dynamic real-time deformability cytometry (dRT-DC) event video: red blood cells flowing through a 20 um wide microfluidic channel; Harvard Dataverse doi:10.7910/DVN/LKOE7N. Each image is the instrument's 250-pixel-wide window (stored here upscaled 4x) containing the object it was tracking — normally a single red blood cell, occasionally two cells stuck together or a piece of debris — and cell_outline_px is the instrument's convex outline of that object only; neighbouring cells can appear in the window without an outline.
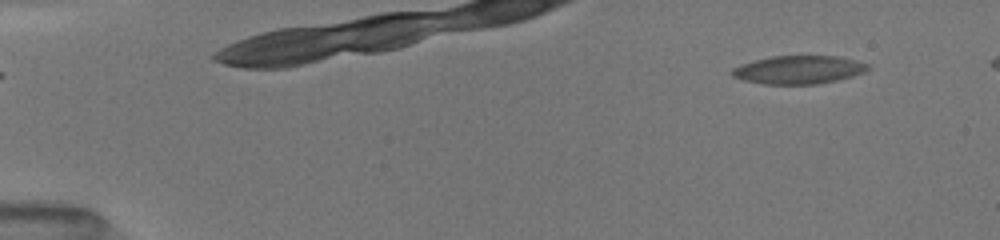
{"species": "common noctule bat (a hibernating species)", "species_latin": "Nyctalus noctula", "temperature_condition": "room temperature", "stored_images_in_passage": 50, "camera_frame_rate_fps": 3000, "um_per_image_px": 0.085, "animal": {"sex": "female", "body_mass_g": 19.5, "forearm_length_mm": 54.1}, "frame": {"image": 1, "passage_image": 4, "time_ms": 1.0, "image_size_px": [1000, 240], "cell_outline_px": [[872, 68], [864, 72], [852, 76], [836, 80], [816, 84], [764, 84], [744, 80], [732, 76], [728, 72], [732, 68], [740, 64], [772, 56], [840, 56], [856, 60], [868, 64]], "centroid_in_image_um": [67.88, 5.92], "position_along_channel_um": 17.1, "area_um2": 22.43}}
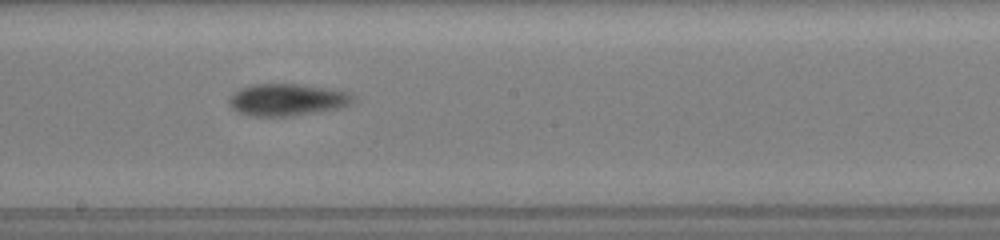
{"frame": {"image": 2, "passage_image": 29, "time_ms": 9.333, "image_size_px": [1000, 240], "cell_outline_px": [[356, 100], [352, 104], [340, 108], [292, 116], [252, 116], [240, 112], [232, 108], [228, 104], [228, 100], [240, 88], [252, 84], [296, 84], [324, 88], [348, 92], [356, 96]], "centroid_in_image_um": [24.44, 8.48], "position_along_channel_um": 223.8, "area_um2": 23.06}}
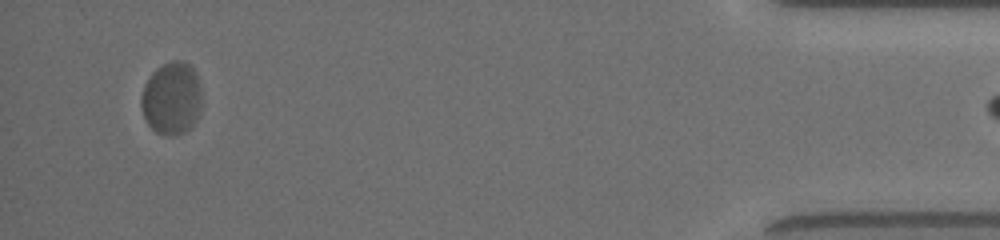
{"frame": {"image": 3, "passage_image": 49, "time_ms": 16.0, "image_size_px": [1000, 240], "cell_outline_px": [[200, 112], [192, 128], [176, 136], [168, 136], [156, 132], [148, 124], [144, 116], [140, 104], [140, 100], [144, 84], [152, 72], [156, 68], [172, 60], [184, 60], [196, 72], [200, 84]], "centroid_in_image_um": [14.59, 8.36], "position_along_channel_um": 420.6, "area_um2": 25.95}}